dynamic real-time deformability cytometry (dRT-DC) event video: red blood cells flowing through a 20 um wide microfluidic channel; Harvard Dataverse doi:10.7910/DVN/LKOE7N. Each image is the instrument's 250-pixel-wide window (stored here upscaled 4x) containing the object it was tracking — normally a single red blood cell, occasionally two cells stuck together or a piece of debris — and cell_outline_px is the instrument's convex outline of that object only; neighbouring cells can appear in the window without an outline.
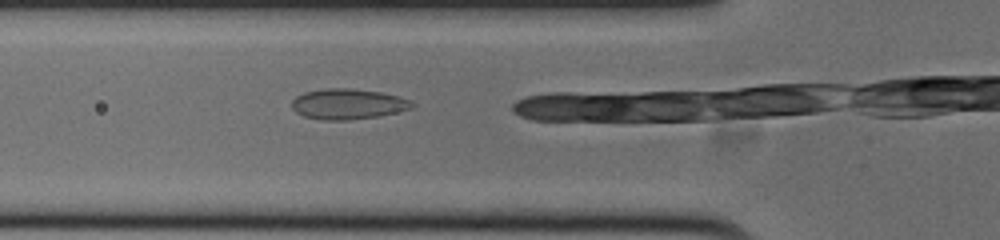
{"species": "common noctule bat (a hibernating species)", "species_latin": "Nyctalus noctula", "temperature_condition": "cold", "stored_images_in_passage": 16, "camera_frame_rate_fps": 3000, "um_per_image_px": 0.085, "animal": {"sex": "male", "body_mass_g": 20.0, "forearm_length_mm": 53.3}, "frame": {"image": 1, "passage_image": 3, "time_ms": 0.667, "image_size_px": [1000, 240], "cell_outline_px": [[416, 104], [412, 108], [380, 116], [348, 120], [324, 120], [304, 116], [296, 112], [292, 108], [292, 100], [296, 96], [304, 92], [324, 88], [352, 88], [380, 92], [412, 100]], "centroid_in_image_um": [29.57, 8.84], "position_along_channel_um": 96.2, "area_um2": 21.44}}
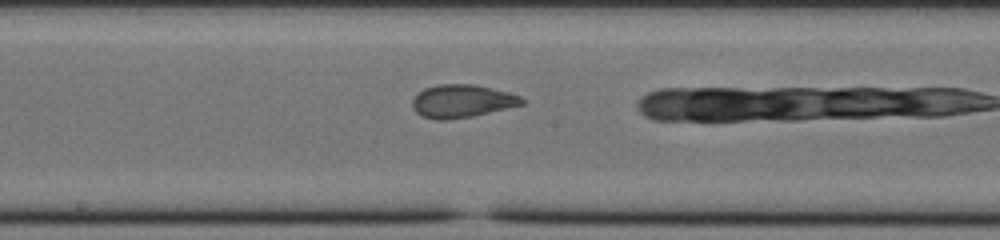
{"frame": {"image": 2, "passage_image": 12, "time_ms": 3.667, "image_size_px": [1000, 240], "cell_outline_px": [[524, 104], [472, 116], [448, 120], [436, 120], [420, 116], [412, 108], [412, 100], [424, 88], [436, 84], [472, 84], [492, 88], [508, 92], [520, 96], [524, 100]], "centroid_in_image_um": [39.23, 8.6], "position_along_channel_um": 209.0, "area_um2": 21.04}}